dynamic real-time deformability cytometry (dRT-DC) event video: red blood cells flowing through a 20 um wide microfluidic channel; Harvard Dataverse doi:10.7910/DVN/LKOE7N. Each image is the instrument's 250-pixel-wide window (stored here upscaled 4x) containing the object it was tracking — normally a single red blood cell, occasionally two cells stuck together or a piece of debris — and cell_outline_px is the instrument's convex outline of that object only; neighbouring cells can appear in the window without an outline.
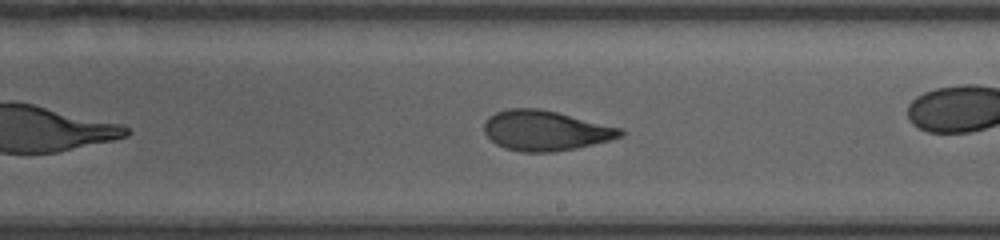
{"species": "human", "species_latin": "Homo sapiens", "temperature_condition": "room temperature", "stored_images_in_passage": 29, "camera_frame_rate_fps": 3000, "um_per_image_px": 0.085, "donor": {"sex": "female"}, "frame": {"image": 1, "passage_image": 17, "time_ms": 5.333, "image_size_px": [1000, 240], "cell_outline_px": [[624, 136], [576, 148], [552, 152], [520, 152], [504, 148], [496, 144], [484, 132], [484, 124], [488, 116], [496, 112], [508, 108], [540, 108], [624, 128]], "centroid_in_image_um": [46.36, 11.09], "position_along_channel_um": 242.6, "area_um2": 31.96}}